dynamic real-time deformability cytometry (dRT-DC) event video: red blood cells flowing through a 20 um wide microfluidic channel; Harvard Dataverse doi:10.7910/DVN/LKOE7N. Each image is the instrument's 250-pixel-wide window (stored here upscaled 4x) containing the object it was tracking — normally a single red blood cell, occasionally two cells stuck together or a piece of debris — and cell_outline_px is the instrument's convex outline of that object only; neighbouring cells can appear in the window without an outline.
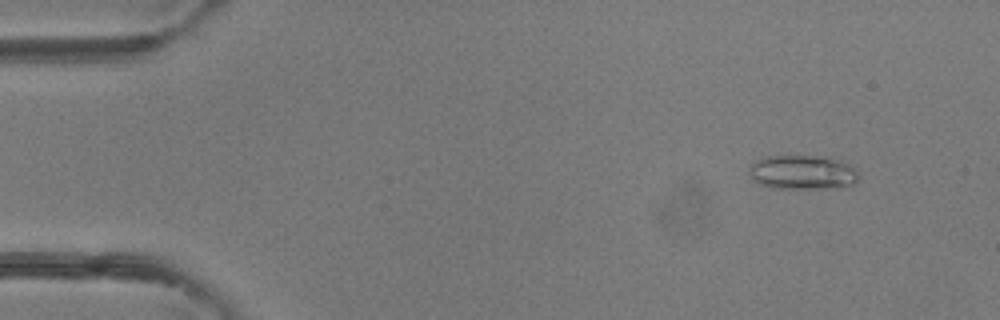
{"species": "common noctule bat (a hibernating species)", "species_latin": "Nyctalus noctula", "temperature_condition": "room temperature", "stored_images_in_passage": 5, "camera_frame_rate_fps": 3000, "um_per_image_px": 0.085, "animal": {"sex": "female"}, "frame": {"image": 1, "passage_image": 2, "time_ms": 1.0, "image_size_px": [1000, 320], "cell_outline_px": [[860, 176], [852, 184], [836, 188], [772, 188], [760, 184], [752, 180], [752, 164], [756, 160], [768, 156], [828, 156], [848, 164], [856, 168]], "centroid_in_image_um": [68.27, 14.65], "position_along_channel_um": 16.7, "area_um2": 21.79}}